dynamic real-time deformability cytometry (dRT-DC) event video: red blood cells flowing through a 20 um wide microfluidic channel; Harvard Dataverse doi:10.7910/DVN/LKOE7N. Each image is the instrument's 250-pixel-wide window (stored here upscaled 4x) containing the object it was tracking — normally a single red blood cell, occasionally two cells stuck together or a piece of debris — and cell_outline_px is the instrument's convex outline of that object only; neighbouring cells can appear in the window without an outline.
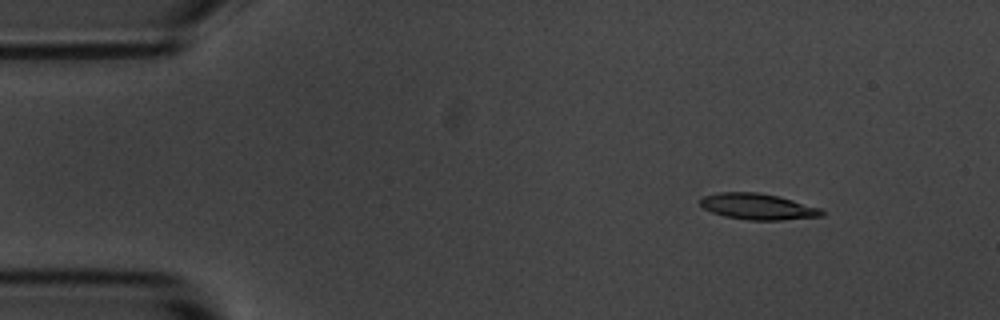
{"species": "common noctule bat (a hibernating species)", "species_latin": "Nyctalus noctula", "temperature_condition": "room temperature", "stored_images_in_passage": 4, "camera_frame_rate_fps": 3000, "um_per_image_px": 0.085, "animal": {"sex": "male", "body_mass_g": 20.1, "forearm_length_mm": 53.5}, "frame": {"image": 1, "passage_image": 2, "time_ms": 1.333, "image_size_px": [1000, 320], "cell_outline_px": [[824, 216], [784, 220], [748, 220], [724, 216], [712, 212], [704, 208], [700, 204], [700, 200], [704, 196], [720, 192], [760, 192], [780, 196], [820, 208], [824, 212]], "centroid_in_image_um": [64.44, 17.56], "position_along_channel_um": 20.6, "area_um2": 18.55}}
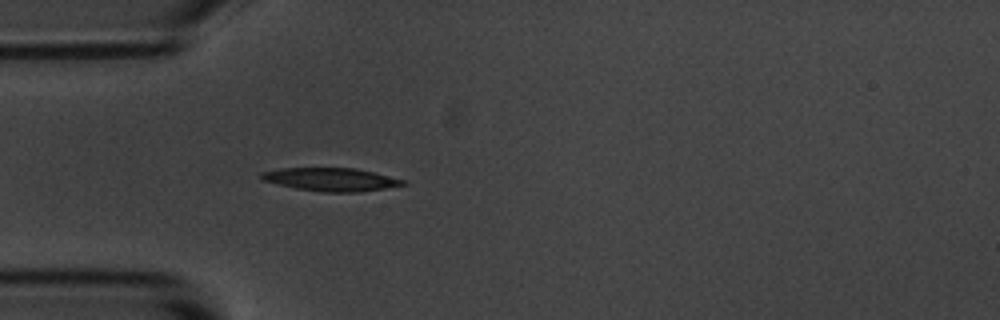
{"frame": {"image": 2, "passage_image": 4, "time_ms": 4.333, "image_size_px": [1000, 320], "cell_outline_px": [[408, 184], [384, 188], [356, 192], [320, 192], [296, 188], [260, 180], [260, 172], [280, 168], [356, 168], [404, 180]], "centroid_in_image_um": [28.07, 15.25], "position_along_channel_um": 56.9, "area_um2": 19.02}}